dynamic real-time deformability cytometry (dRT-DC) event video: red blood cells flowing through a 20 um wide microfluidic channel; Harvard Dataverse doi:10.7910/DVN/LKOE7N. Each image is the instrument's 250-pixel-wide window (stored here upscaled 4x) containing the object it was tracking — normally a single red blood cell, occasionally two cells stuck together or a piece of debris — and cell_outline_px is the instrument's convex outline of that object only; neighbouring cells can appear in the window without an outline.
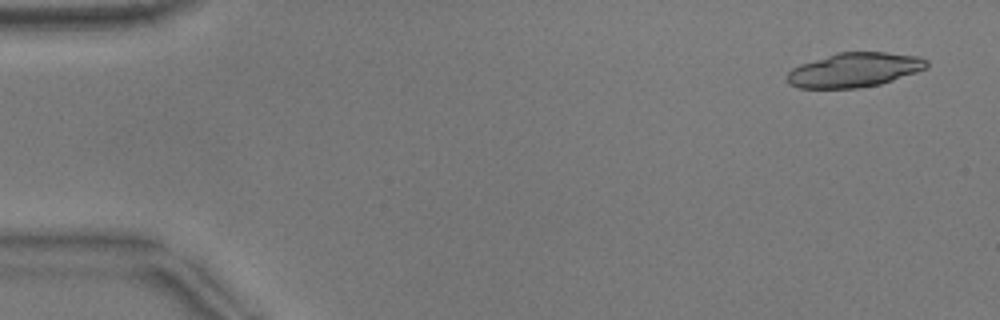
{"species": "common noctule bat (a hibernating species)", "species_latin": "Nyctalus noctula", "temperature_condition": "warm", "stored_images_in_passage": 9, "camera_frame_rate_fps": 3000, "um_per_image_px": 0.085, "animal": {"sex": "male", "body_mass_g": 17.9}, "frame": {"image": 1, "passage_image": 3, "time_ms": 0.667, "image_size_px": [1000, 320], "cell_outline_px": [[928, 68], [880, 84], [856, 88], [800, 88], [788, 84], [784, 76], [792, 68], [800, 64], [836, 52], [884, 52], [920, 56], [928, 60]], "centroid_in_image_um": [72.6, 5.94], "position_along_channel_um": 12.4, "area_um2": 28.15}}